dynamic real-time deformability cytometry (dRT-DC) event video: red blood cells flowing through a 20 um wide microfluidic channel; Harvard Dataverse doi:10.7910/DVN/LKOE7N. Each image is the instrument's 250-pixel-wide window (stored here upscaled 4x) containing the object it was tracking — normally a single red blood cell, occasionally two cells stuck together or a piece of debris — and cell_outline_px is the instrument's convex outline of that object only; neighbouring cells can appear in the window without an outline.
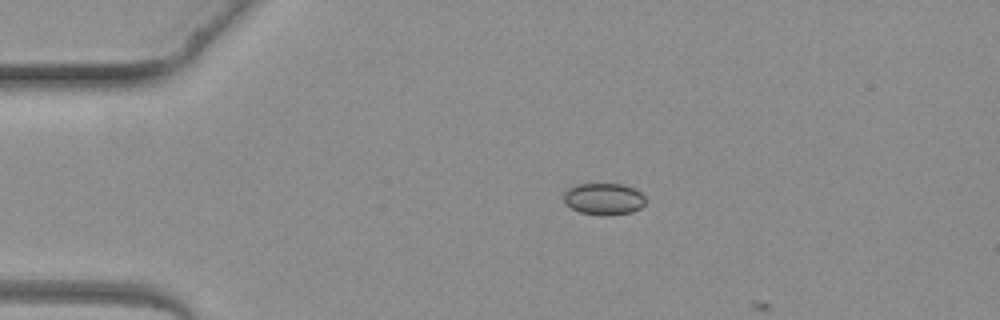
{"species": "common noctule bat (a hibernating species)", "species_latin": "Nyctalus noctula", "temperature_condition": "warm", "stored_images_in_passage": 2, "camera_frame_rate_fps": 3000, "um_per_image_px": 0.085, "animal": {"sex": "female", "body_mass_g": 19.3, "forearm_length_mm": 54.1}, "frame": {"image": 1, "passage_image": 1, "time_ms": 0.0, "image_size_px": [1000, 320], "cell_outline_px": [[644, 204], [640, 208], [632, 212], [604, 216], [580, 212], [572, 208], [564, 200], [564, 192], [568, 188], [576, 184], [620, 184], [632, 188], [640, 192], [644, 196]], "centroid_in_image_um": [51.31, 16.91], "position_along_channel_um": 33.7, "area_um2": 14.97}}